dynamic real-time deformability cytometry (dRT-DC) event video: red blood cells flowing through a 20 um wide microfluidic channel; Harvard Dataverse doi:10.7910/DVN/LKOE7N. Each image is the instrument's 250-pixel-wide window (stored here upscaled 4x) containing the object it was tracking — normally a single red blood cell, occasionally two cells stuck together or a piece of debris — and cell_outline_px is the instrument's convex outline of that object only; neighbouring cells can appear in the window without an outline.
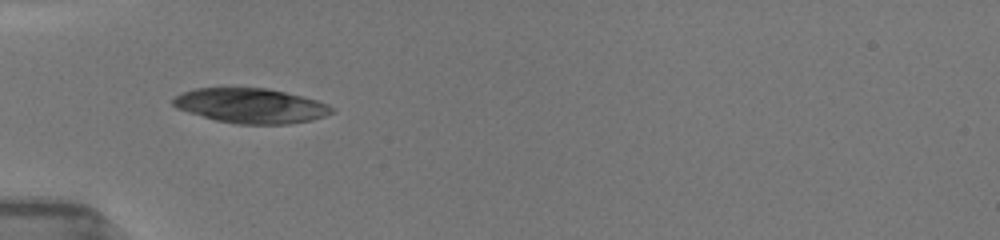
{"species": "common noctule bat (a hibernating species)", "species_latin": "Nyctalus noctula", "temperature_condition": "room temperature", "stored_images_in_passage": 19, "camera_frame_rate_fps": 3000, "um_per_image_px": 0.085, "animal": {"sex": "female", "body_mass_g": 19.5, "forearm_length_mm": 54.1}, "frame": {"image": 1, "passage_image": 1, "time_ms": 0.0, "image_size_px": [1000, 240], "cell_outline_px": [[336, 108], [332, 112], [324, 116], [312, 120], [288, 124], [236, 124], [216, 120], [188, 112], [176, 108], [172, 104], [172, 100], [180, 92], [196, 88], [268, 88], [316, 100], [328, 104]], "centroid_in_image_um": [21.31, 8.99], "position_along_channel_um": 63.7, "area_um2": 32.14}}